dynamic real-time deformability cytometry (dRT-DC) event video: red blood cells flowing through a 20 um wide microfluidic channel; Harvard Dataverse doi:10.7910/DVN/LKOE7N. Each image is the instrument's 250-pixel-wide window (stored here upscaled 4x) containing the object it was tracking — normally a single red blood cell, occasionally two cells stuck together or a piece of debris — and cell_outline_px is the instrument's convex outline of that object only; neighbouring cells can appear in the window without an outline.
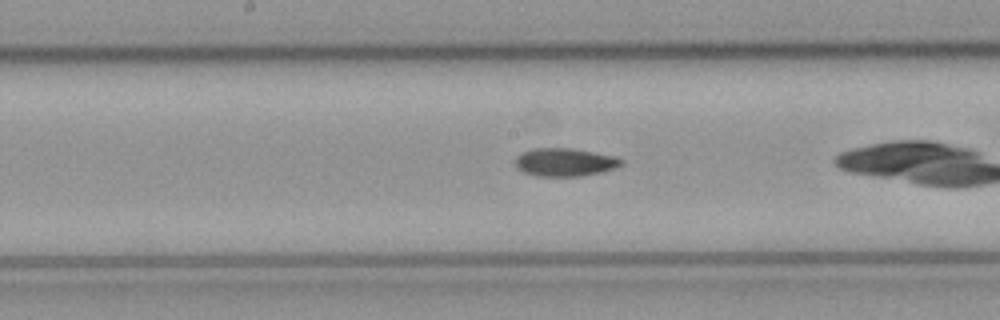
{"species": "common noctule bat (a hibernating species)", "species_latin": "Nyctalus noctula", "temperature_condition": "cold", "stored_images_in_passage": 25, "camera_frame_rate_fps": 3000, "um_per_image_px": 0.085, "animal": {"sex": "male", "body_mass_g": 23.1, "forearm_length_mm": 52.7}, "frame": {"image": 1, "passage_image": 11, "time_ms": 3.333, "image_size_px": [1000, 320], "cell_outline_px": [[624, 164], [600, 172], [580, 176], [536, 176], [524, 172], [516, 168], [516, 156], [520, 152], [532, 148], [572, 148], [616, 156], [624, 160]], "centroid_in_image_um": [47.99, 13.77], "position_along_channel_um": 200.2, "area_um2": 17.46}}